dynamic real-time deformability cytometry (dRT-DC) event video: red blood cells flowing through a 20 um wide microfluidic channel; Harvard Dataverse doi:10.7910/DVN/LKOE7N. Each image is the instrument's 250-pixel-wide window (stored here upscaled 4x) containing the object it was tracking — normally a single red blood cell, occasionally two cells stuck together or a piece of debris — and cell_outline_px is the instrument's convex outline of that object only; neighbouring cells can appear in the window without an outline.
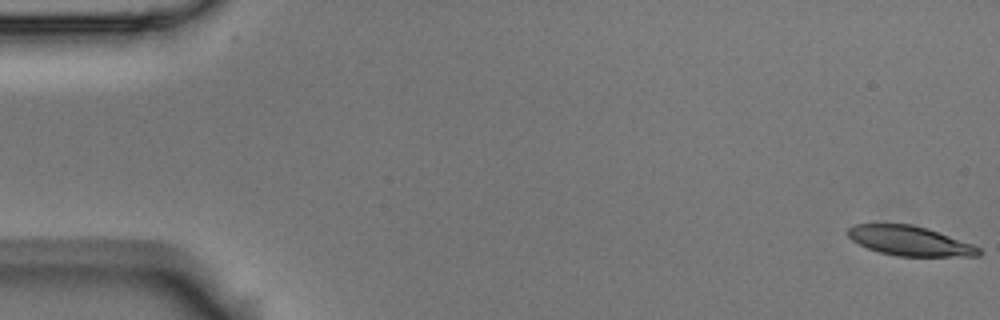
{"species": "Egyptian fruit bat (a non-hibernating species)", "species_latin": "Rousettus aegyptiacus", "temperature_condition": "room temperature", "stored_images_in_passage": 6, "camera_frame_rate_fps": 3000, "um_per_image_px": 0.085, "animal": {"sex": "male"}, "frame": {"image": 1, "passage_image": 1, "time_ms": 0.0, "image_size_px": [1000, 320], "cell_outline_px": [[984, 252], [980, 256], [896, 256], [880, 252], [868, 248], [852, 240], [848, 236], [848, 228], [852, 224], [912, 224], [928, 228], [972, 244], [980, 248]], "centroid_in_image_um": [77.36, 20.47], "position_along_channel_um": 7.6, "area_um2": 22.6}}